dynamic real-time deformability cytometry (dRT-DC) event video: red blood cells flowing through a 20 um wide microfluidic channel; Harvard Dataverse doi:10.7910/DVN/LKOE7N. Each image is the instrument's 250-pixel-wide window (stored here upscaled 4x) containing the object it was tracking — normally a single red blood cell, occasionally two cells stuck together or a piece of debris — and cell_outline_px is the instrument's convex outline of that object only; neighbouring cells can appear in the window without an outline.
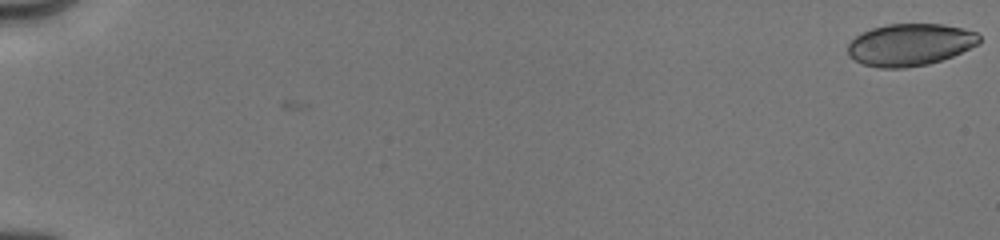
{"species": "human", "species_latin": "Homo sapiens", "temperature_condition": "cold", "stored_images_in_passage": 33, "camera_frame_rate_fps": 3000, "um_per_image_px": 0.085, "donor": {"sex": "male"}, "frame": {"image": 1, "passage_image": 1, "time_ms": 0.0, "image_size_px": [1000, 240], "cell_outline_px": [[980, 44], [952, 56], [928, 64], [904, 68], [880, 68], [864, 64], [848, 56], [848, 44], [856, 36], [872, 28], [888, 24], [944, 24], [976, 32], [980, 36]], "centroid_in_image_um": [77.36, 3.8], "position_along_channel_um": 7.6, "area_um2": 32.14}}
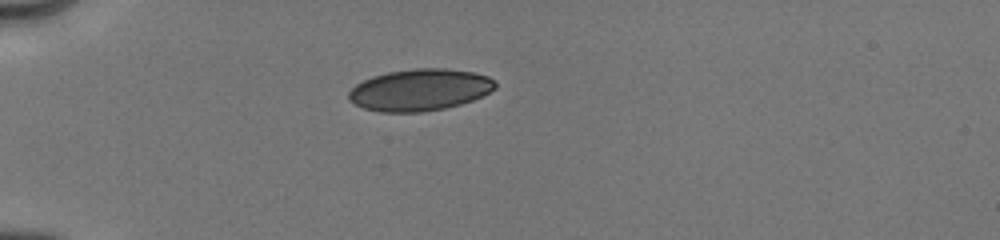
{"frame": {"image": 2, "passage_image": 28, "time_ms": 5.333, "image_size_px": [1000, 240], "cell_outline_px": [[496, 88], [472, 100], [460, 104], [444, 108], [420, 112], [380, 112], [364, 108], [348, 100], [348, 92], [356, 84], [372, 76], [388, 72], [416, 68], [444, 68], [472, 72], [488, 76], [496, 84]], "centroid_in_image_um": [35.65, 7.64], "position_along_channel_um": 49.3, "area_um2": 35.43}}